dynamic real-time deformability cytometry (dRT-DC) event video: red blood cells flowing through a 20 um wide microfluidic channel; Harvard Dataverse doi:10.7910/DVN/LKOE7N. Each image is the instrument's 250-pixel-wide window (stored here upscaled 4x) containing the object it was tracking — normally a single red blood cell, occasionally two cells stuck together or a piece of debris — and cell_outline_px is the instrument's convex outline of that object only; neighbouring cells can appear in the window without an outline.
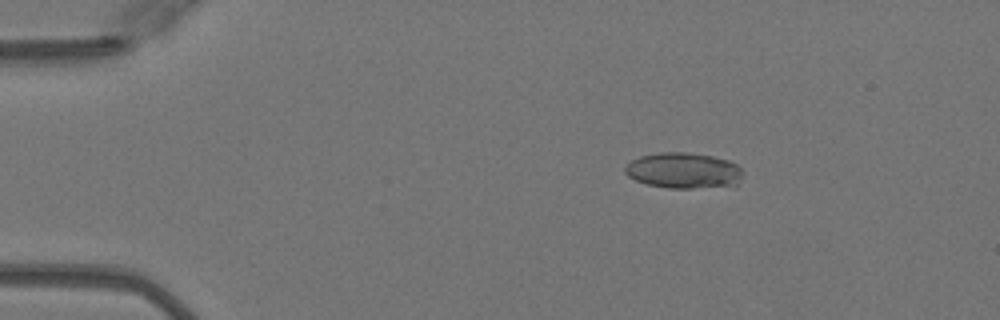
{"species": "Egyptian fruit bat (a non-hibernating species)", "species_latin": "Rousettus aegyptiacus", "temperature_condition": "warm", "stored_images_in_passage": 16, "camera_frame_rate_fps": 3000, "um_per_image_px": 0.085, "animal": {"sex": "female"}, "frame": {"image": 1, "passage_image": 9, "time_ms": 2.667, "image_size_px": [1000, 320], "cell_outline_px": [[740, 180], [736, 188], [668, 188], [648, 184], [636, 180], [628, 176], [624, 172], [624, 168], [632, 160], [640, 156], [660, 152], [688, 152], [712, 156], [728, 160], [736, 164], [740, 168]], "centroid_in_image_um": [58.15, 14.52], "position_along_channel_um": 26.9, "area_um2": 24.91}}